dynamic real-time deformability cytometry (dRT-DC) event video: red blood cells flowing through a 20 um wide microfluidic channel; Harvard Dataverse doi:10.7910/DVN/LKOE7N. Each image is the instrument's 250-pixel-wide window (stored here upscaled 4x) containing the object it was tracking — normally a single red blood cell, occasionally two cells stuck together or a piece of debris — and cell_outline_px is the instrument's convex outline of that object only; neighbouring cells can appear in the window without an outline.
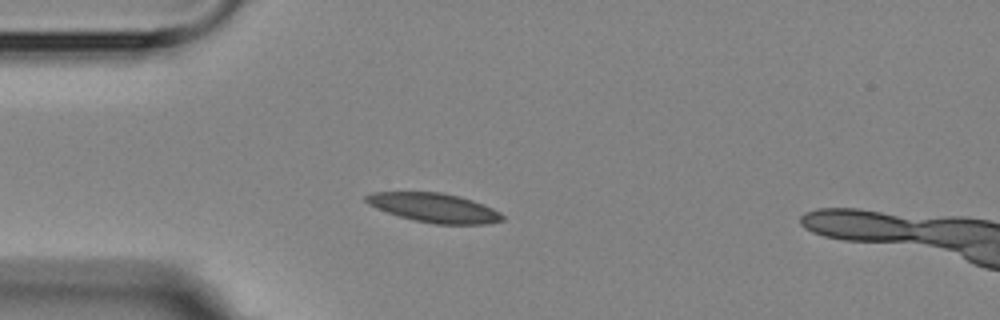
{"species": "Egyptian fruit bat (a non-hibernating species)", "species_latin": "Rousettus aegyptiacus", "temperature_condition": "room temperature", "stored_images_in_passage": 1, "camera_frame_rate_fps": 3000, "um_per_image_px": 0.085, "animal": {"sex": "female"}, "frame": {"image": 1, "passage_image": 1, "time_ms": 0.0, "image_size_px": [1000, 320], "cell_outline_px": [[504, 220], [488, 224], [436, 224], [416, 220], [400, 216], [376, 208], [368, 204], [364, 200], [364, 196], [372, 192], [440, 192], [460, 196], [484, 204], [500, 212], [504, 216]], "centroid_in_image_um": [36.92, 17.65], "position_along_channel_um": 48.1, "area_um2": 23.12}}